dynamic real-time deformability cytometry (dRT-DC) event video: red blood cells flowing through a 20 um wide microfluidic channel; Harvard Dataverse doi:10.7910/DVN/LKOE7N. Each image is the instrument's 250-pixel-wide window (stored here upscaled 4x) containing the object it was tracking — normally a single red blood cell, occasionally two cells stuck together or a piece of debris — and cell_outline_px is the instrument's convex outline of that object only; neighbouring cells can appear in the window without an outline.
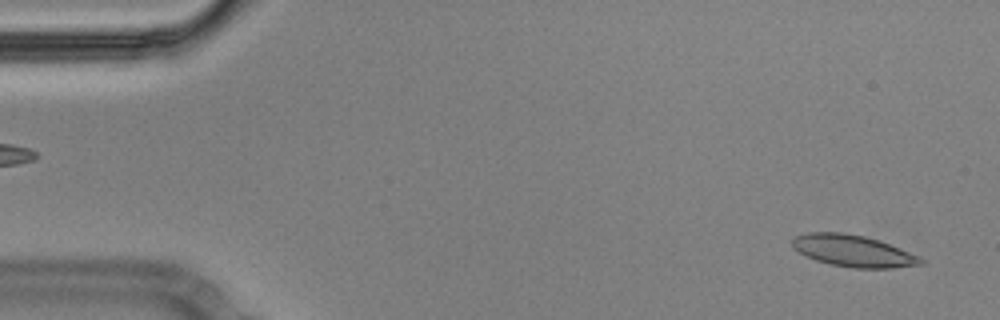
{"species": "Egyptian fruit bat (a non-hibernating species)", "species_latin": "Rousettus aegyptiacus", "temperature_condition": "cold", "stored_images_in_passage": 11, "camera_frame_rate_fps": 3000, "um_per_image_px": 0.085, "animal": {"sex": "male"}, "frame": {"image": 1, "passage_image": 2, "time_ms": 0.333, "image_size_px": [1000, 320], "cell_outline_px": [[924, 264], [892, 268], [852, 268], [832, 264], [816, 260], [792, 248], [792, 240], [796, 236], [808, 232], [844, 232], [864, 236], [888, 244], [908, 252], [924, 260]], "centroid_in_image_um": [72.48, 21.32], "position_along_channel_um": 12.5, "area_um2": 23.35}}